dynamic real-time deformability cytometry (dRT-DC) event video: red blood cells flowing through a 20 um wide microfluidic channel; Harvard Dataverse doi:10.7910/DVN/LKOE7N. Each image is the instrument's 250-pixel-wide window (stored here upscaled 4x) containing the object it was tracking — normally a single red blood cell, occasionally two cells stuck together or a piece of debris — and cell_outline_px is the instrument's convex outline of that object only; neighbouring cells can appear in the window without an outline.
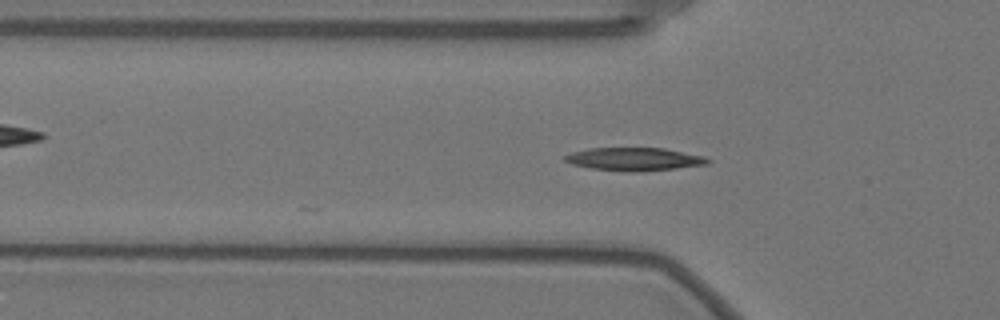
{"species": "Egyptian fruit bat (a non-hibernating species)", "species_latin": "Rousettus aegyptiacus", "temperature_condition": "warm", "stored_images_in_passage": 6, "camera_frame_rate_fps": 3000, "um_per_image_px": 0.085, "animal": {"sex": "female"}, "frame": {"image": 1, "passage_image": 4, "time_ms": 1.0, "image_size_px": [1000, 320], "cell_outline_px": [[712, 160], [708, 164], [676, 168], [624, 172], [592, 168], [572, 164], [564, 160], [564, 156], [572, 152], [588, 148], [664, 148], [704, 156]], "centroid_in_image_um": [53.92, 13.52], "position_along_channel_um": 71.9, "area_um2": 19.02}}